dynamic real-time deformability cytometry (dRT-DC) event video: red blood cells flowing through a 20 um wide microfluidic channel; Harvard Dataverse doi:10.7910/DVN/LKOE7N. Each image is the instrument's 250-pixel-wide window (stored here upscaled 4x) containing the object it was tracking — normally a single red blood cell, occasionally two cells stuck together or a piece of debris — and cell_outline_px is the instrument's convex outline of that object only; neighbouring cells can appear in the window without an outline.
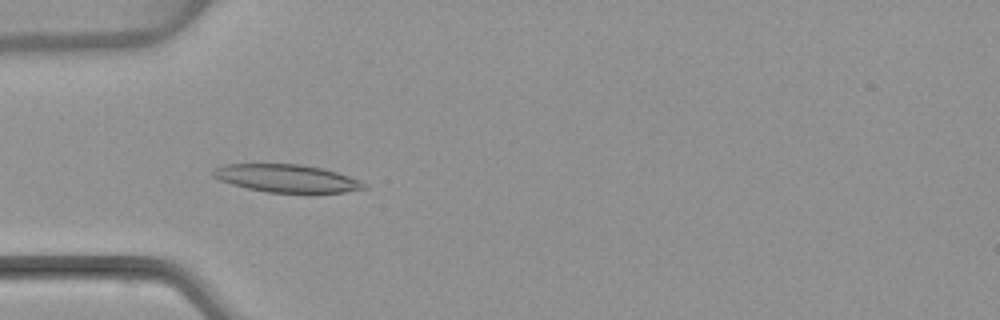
{"species": "common noctule bat (a hibernating species)", "species_latin": "Nyctalus noctula", "temperature_condition": "warm", "stored_images_in_passage": 7, "camera_frame_rate_fps": 3000, "um_per_image_px": 0.085, "animal": {"sex": "female", "body_mass_g": 22.7, "forearm_length_mm": 54.2}, "frame": {"image": 1, "passage_image": 4, "time_ms": 4.667, "image_size_px": [1000, 320], "cell_outline_px": [[368, 188], [344, 192], [268, 192], [248, 188], [232, 184], [220, 180], [212, 176], [212, 172], [216, 168], [224, 164], [300, 164], [324, 168], [360, 180], [368, 184]], "centroid_in_image_um": [24.4, 15.15], "position_along_channel_um": 60.6, "area_um2": 24.28}}
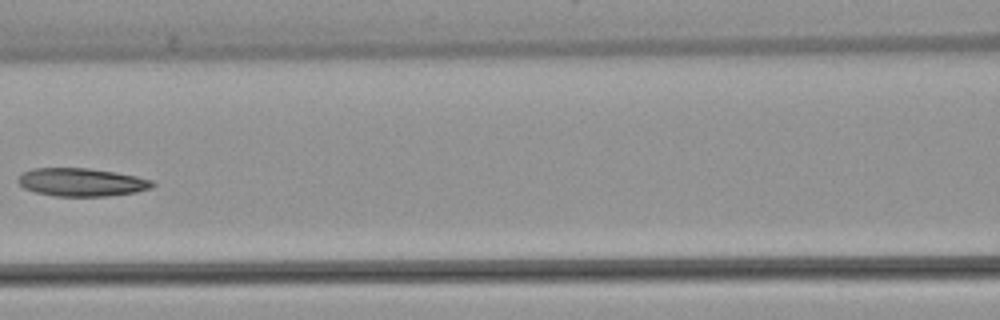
{"frame": {"image": 2, "passage_image": 6, "time_ms": 7.333, "image_size_px": [1000, 320], "cell_outline_px": [[156, 184], [152, 188], [136, 192], [108, 196], [56, 196], [36, 192], [24, 188], [16, 180], [24, 172], [32, 168], [88, 168], [116, 172], [136, 176], [152, 180]], "centroid_in_image_um": [6.96, 15.48], "position_along_channel_um": 159.6, "area_um2": 22.02}}
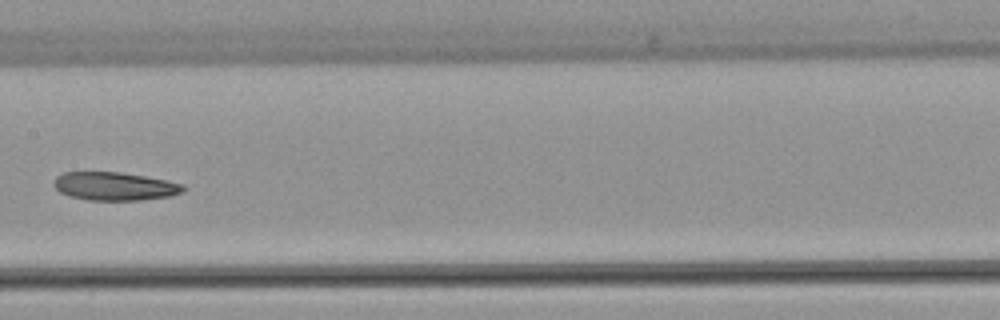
{"frame": {"image": 3, "passage_image": 7, "time_ms": 8.333, "image_size_px": [1000, 320], "cell_outline_px": [[188, 188], [184, 192], [168, 196], [140, 200], [88, 200], [68, 196], [60, 192], [52, 184], [52, 180], [56, 176], [64, 172], [120, 172], [144, 176], [184, 184]], "centroid_in_image_um": [9.72, 15.83], "position_along_channel_um": 197.7, "area_um2": 21.44}}